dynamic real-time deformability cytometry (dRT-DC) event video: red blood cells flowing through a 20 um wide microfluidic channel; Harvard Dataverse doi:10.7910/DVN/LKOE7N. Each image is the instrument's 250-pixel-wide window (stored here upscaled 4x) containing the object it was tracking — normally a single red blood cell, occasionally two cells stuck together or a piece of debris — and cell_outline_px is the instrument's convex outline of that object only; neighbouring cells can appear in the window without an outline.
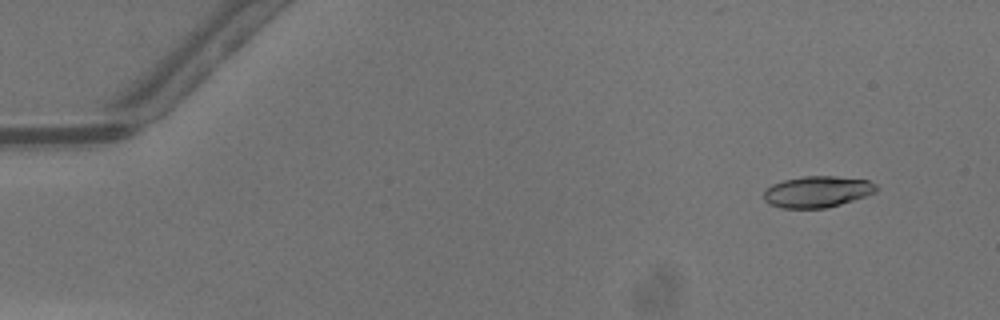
{"species": "common noctule bat (a hibernating species)", "species_latin": "Nyctalus noctula", "temperature_condition": "warm", "stored_images_in_passage": 49, "camera_frame_rate_fps": 3000, "um_per_image_px": 0.085, "animal": {"sex": "male", "body_mass_g": 13.3}, "frame": {"image": 1, "passage_image": 5, "time_ms": 1.333, "image_size_px": [1000, 320], "cell_outline_px": [[880, 188], [876, 192], [828, 208], [780, 208], [768, 204], [764, 200], [764, 188], [772, 184], [784, 180], [804, 176], [836, 176], [868, 180], [876, 184]], "centroid_in_image_um": [69.45, 16.29], "position_along_channel_um": 15.6, "area_um2": 20.69}}
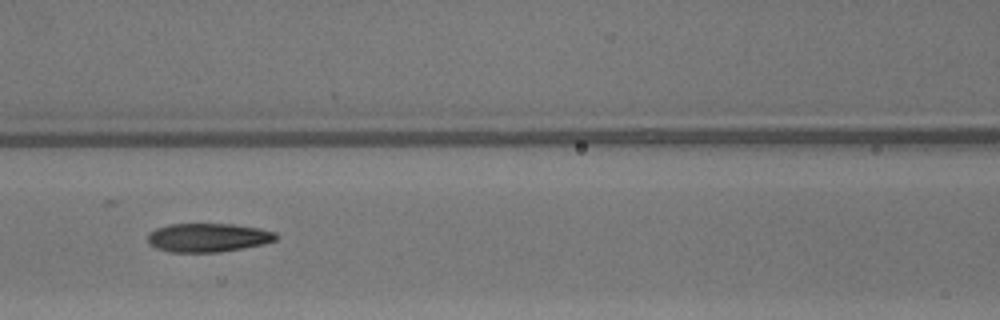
{"frame": {"image": 2, "passage_image": 23, "time_ms": 7.333, "image_size_px": [1000, 320], "cell_outline_px": [[276, 240], [264, 244], [244, 248], [220, 252], [172, 252], [156, 248], [148, 244], [148, 232], [156, 228], [168, 224], [232, 224], [260, 228], [276, 232]], "centroid_in_image_um": [17.67, 20.19], "position_along_channel_um": 148.9, "area_um2": 21.62}}
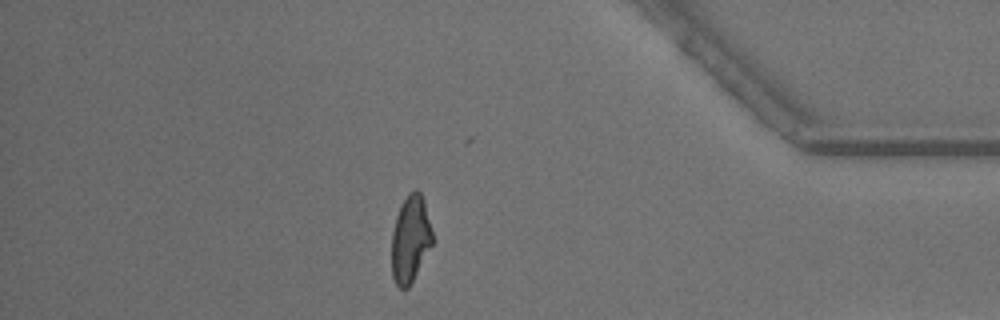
{"frame": {"image": 3, "passage_image": 43, "time_ms": 14.0, "image_size_px": [1000, 320], "cell_outline_px": [[432, 244], [408, 288], [400, 288], [396, 284], [392, 276], [392, 232], [396, 216], [408, 192], [416, 188], [420, 192], [424, 200], [432, 232]], "centroid_in_image_um": [34.87, 20.3], "position_along_channel_um": 400.3, "area_um2": 20.35}, "authors_computed_cell_mechanics": {"area_um2": 21.386, "velocity_mm_per_s": 4.3119, "shape_relaxation_time_tau1_ms": 6.4257, "shape_relaxation_time_tau2_ms": 1.9839, "deformation_change_tau1": 0.2489, "deformation_change_tau2": 0.105}}